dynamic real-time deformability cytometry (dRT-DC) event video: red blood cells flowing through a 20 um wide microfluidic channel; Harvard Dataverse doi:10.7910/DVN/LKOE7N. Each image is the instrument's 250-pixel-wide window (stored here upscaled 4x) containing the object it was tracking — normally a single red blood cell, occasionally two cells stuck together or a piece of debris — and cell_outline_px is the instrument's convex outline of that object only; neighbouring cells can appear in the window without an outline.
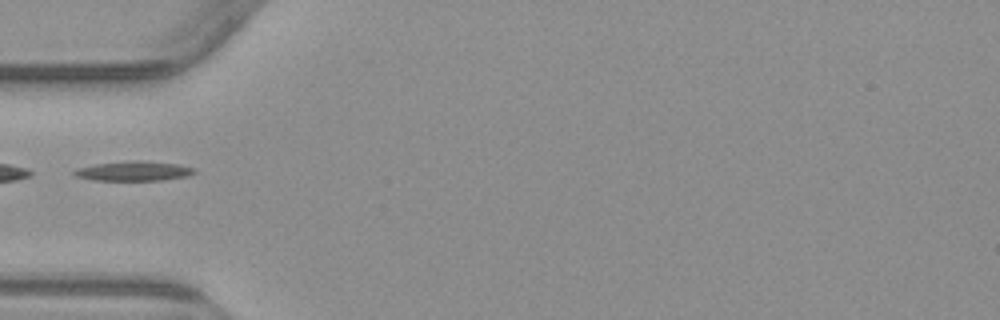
{"species": "common noctule bat (a hibernating species)", "species_latin": "Nyctalus noctula", "temperature_condition": "warm", "stored_images_in_passage": 6, "segment_of_instrument_passage": [2, 2], "camera_frame_rate_fps": 3000, "um_per_image_px": 0.085, "animal": {"sex": "male", "body_mass_g": 23.1, "forearm_length_mm": 52.7}, "frame": {"image": 1, "passage_image": 4, "time_ms": 4.667, "image_size_px": [1000, 320], "cell_outline_px": [[196, 172], [188, 176], [164, 180], [92, 180], [76, 176], [72, 172], [76, 168], [96, 164], [132, 160], [140, 160], [180, 164], [196, 168]], "centroid_in_image_um": [11.41, 14.53], "position_along_channel_um": 73.6, "area_um2": 13.87}}
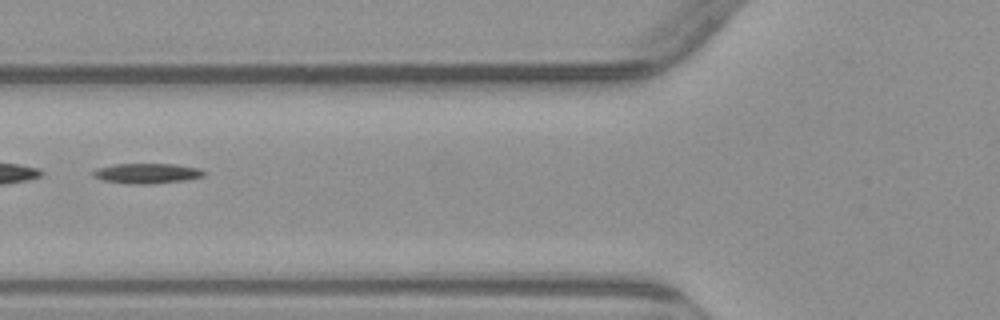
{"frame": {"image": 2, "passage_image": 5, "time_ms": 5.667, "image_size_px": [1000, 320], "cell_outline_px": [[204, 176], [184, 180], [148, 184], [128, 184], [104, 180], [92, 176], [92, 172], [96, 168], [116, 164], [176, 164], [200, 168], [204, 172]], "centroid_in_image_um": [12.47, 14.73], "position_along_channel_um": 113.3, "area_um2": 12.95}}
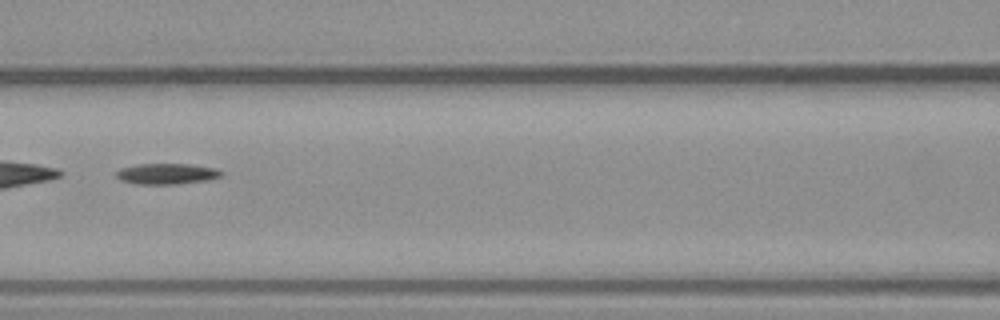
{"frame": {"image": 3, "passage_image": 6, "time_ms": 6.667, "image_size_px": [1000, 320], "cell_outline_px": [[224, 176], [208, 180], [176, 184], [136, 184], [120, 180], [116, 176], [116, 172], [120, 168], [140, 164], [188, 164], [216, 168], [224, 172]], "centroid_in_image_um": [14.21, 14.77], "position_along_channel_um": 152.4, "area_um2": 12.83}}